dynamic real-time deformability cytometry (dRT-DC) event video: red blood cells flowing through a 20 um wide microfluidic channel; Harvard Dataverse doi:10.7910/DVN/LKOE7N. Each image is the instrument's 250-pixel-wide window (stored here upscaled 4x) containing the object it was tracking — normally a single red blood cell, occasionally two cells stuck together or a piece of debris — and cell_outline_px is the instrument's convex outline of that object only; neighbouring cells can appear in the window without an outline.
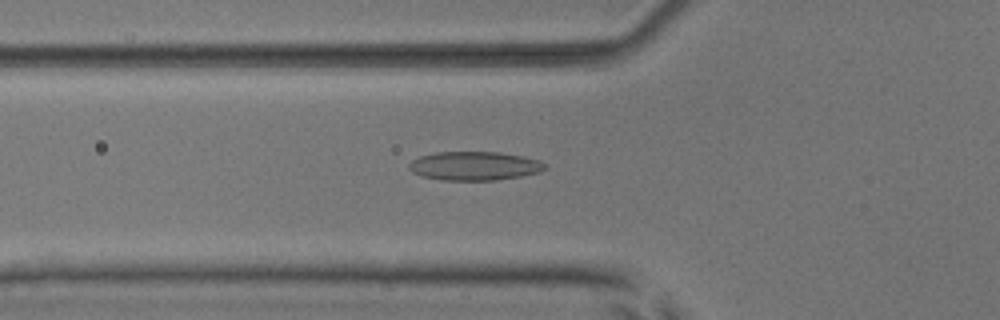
{"species": "common noctule bat (a hibernating species)", "species_latin": "Nyctalus noctula", "temperature_condition": "room temperature", "stored_images_in_passage": 53, "camera_frame_rate_fps": 3000, "um_per_image_px": 0.085, "animal": {"sex": "male", "body_mass_g": 17.9, "forearm_length_mm": 54.2}, "frame": {"image": 1, "passage_image": 19, "time_ms": 6.0, "image_size_px": [1000, 320], "cell_outline_px": [[544, 168], [540, 172], [520, 176], [496, 180], [440, 180], [420, 176], [412, 172], [408, 168], [408, 164], [412, 160], [420, 156], [436, 152], [496, 152], [524, 156], [540, 160], [544, 164]], "centroid_in_image_um": [40.28, 14.1], "position_along_channel_um": 85.5, "area_um2": 22.83}}
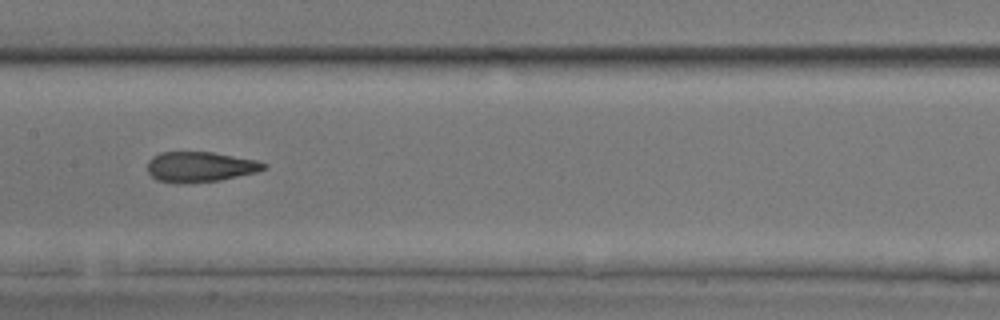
{"frame": {"image": 2, "passage_image": 27, "time_ms": 8.667, "image_size_px": [1000, 320], "cell_outline_px": [[268, 168], [256, 172], [220, 180], [184, 184], [176, 184], [156, 180], [148, 172], [148, 160], [152, 156], [160, 152], [212, 152], [256, 160], [268, 164]], "centroid_in_image_um": [16.99, 14.19], "position_along_channel_um": 190.4, "area_um2": 20.75}}
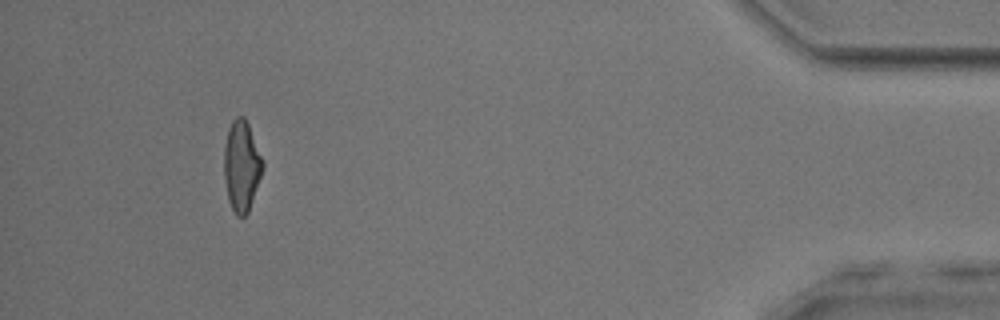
{"frame": {"image": 3, "passage_image": 49, "time_ms": 16.0, "image_size_px": [1000, 320], "cell_outline_px": [[264, 168], [248, 212], [244, 216], [236, 216], [228, 200], [224, 176], [224, 144], [228, 128], [232, 120], [236, 116], [244, 116], [248, 124], [264, 160]], "centroid_in_image_um": [20.54, 14.08], "position_along_channel_um": 414.7, "area_um2": 20.58}, "authors_computed_cell_mechanics": {"area_um2": 21.1548, "velocity_mm_per_s": 3.9216, "shape_relaxation_time_tau1_ms": 7.2964, "shape_relaxation_time_tau2_ms": 1.4803, "deformation_change_tau1": 0.2031, "deformation_change_tau2": 0.0884}}